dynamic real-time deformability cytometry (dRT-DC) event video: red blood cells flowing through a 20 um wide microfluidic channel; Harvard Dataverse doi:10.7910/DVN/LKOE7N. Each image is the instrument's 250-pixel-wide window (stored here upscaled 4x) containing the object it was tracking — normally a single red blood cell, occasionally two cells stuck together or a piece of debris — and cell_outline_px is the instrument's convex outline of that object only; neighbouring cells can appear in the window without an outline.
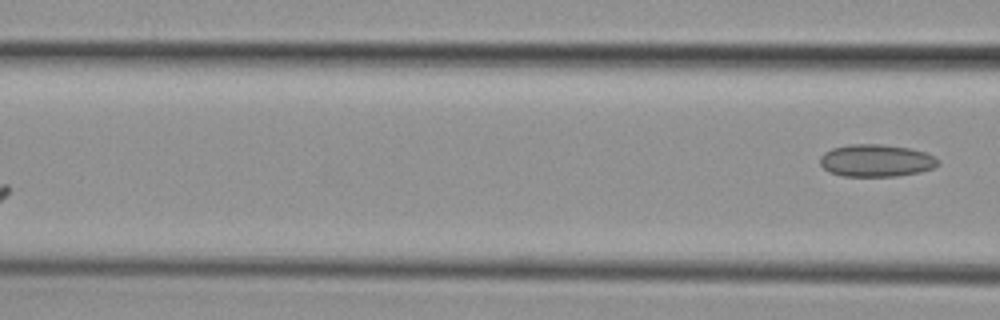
{"species": "common noctule bat (a hibernating species)", "species_latin": "Nyctalus noctula", "temperature_condition": "cold", "stored_images_in_passage": 4, "camera_frame_rate_fps": 3000, "um_per_image_px": 0.085, "animal": {"sex": "female", "body_mass_g": 29.2, "forearm_length_mm": 56.3}, "frame": {"image": 1, "passage_image": 4, "time_ms": 3.333, "image_size_px": [1000, 320], "cell_outline_px": [[940, 164], [932, 168], [920, 172], [896, 176], [844, 176], [828, 172], [820, 164], [820, 156], [824, 152], [832, 148], [848, 144], [880, 144], [912, 148], [936, 156], [940, 160]], "centroid_in_image_um": [74.49, 13.64], "position_along_channel_um": 92.1, "area_um2": 22.48}}